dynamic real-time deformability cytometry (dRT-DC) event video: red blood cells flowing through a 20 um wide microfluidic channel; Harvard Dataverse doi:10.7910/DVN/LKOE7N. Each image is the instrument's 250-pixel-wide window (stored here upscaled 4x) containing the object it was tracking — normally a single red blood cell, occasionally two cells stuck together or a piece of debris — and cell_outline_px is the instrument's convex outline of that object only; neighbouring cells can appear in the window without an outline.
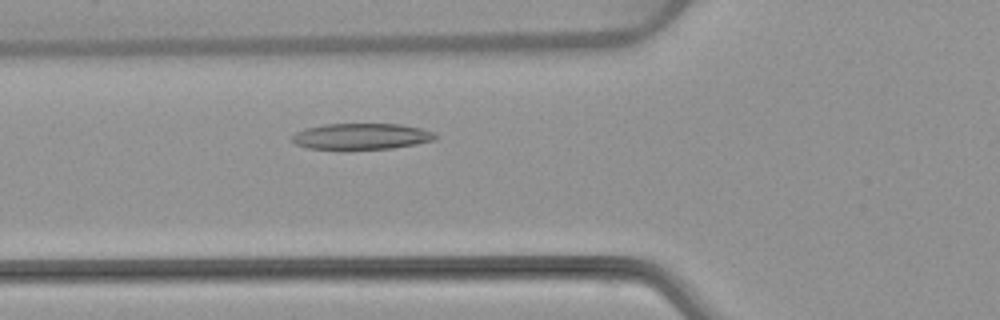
{"species": "common noctule bat (a hibernating species)", "species_latin": "Nyctalus noctula", "temperature_condition": "warm", "stored_images_in_passage": 45, "camera_frame_rate_fps": 3000, "um_per_image_px": 0.085, "animal": {"sex": "female", "body_mass_g": 22.7, "forearm_length_mm": 54.2}, "frame": {"image": 1, "passage_image": 11, "time_ms": 3.333, "image_size_px": [1000, 320], "cell_outline_px": [[436, 140], [416, 144], [392, 148], [340, 152], [308, 148], [296, 144], [292, 140], [292, 136], [296, 132], [304, 128], [324, 124], [400, 124], [420, 128], [432, 132], [436, 136]], "centroid_in_image_um": [30.65, 11.63], "position_along_channel_um": 95.1, "area_um2": 22.6}}
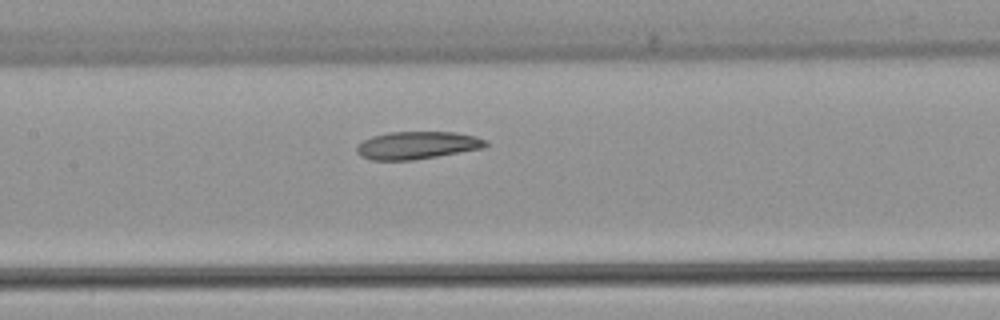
{"frame": {"image": 2, "passage_image": 17, "time_ms": 5.333, "image_size_px": [1000, 320], "cell_outline_px": [[488, 144], [484, 148], [412, 160], [372, 160], [360, 156], [356, 152], [356, 144], [372, 136], [388, 132], [456, 132], [476, 136], [488, 140]], "centroid_in_image_um": [35.45, 12.34], "position_along_channel_um": 172.0, "area_um2": 20.87}}
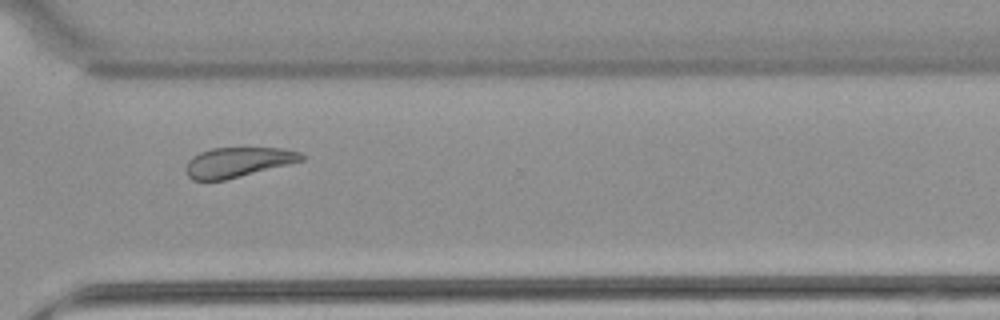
{"frame": {"image": 3, "passage_image": 31, "time_ms": 10.0, "image_size_px": [1000, 320], "cell_outline_px": [[304, 160], [224, 180], [192, 180], [184, 172], [184, 168], [188, 160], [192, 156], [200, 152], [212, 148], [284, 148], [300, 152], [304, 156]], "centroid_in_image_um": [20.17, 13.78], "position_along_channel_um": 350.4, "area_um2": 20.06}, "authors_computed_cell_mechanics": {"area_um2": 22.3686, "velocity_mm_per_s": 3.8214, "shape_relaxation_time_tau1_ms": null, "shape_relaxation_time_tau2_ms": 4.2825, "deformation_change_tau1": null, "deformation_change_tau2": 0.1196}}